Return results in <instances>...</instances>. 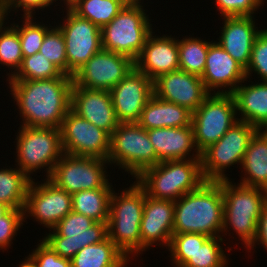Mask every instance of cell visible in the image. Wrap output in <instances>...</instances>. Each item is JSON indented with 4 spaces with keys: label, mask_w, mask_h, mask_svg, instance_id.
<instances>
[{
    "label": "cell",
    "mask_w": 267,
    "mask_h": 267,
    "mask_svg": "<svg viewBox=\"0 0 267 267\" xmlns=\"http://www.w3.org/2000/svg\"><path fill=\"white\" fill-rule=\"evenodd\" d=\"M8 81L22 126L60 129L70 110L73 77Z\"/></svg>",
    "instance_id": "obj_1"
},
{
    "label": "cell",
    "mask_w": 267,
    "mask_h": 267,
    "mask_svg": "<svg viewBox=\"0 0 267 267\" xmlns=\"http://www.w3.org/2000/svg\"><path fill=\"white\" fill-rule=\"evenodd\" d=\"M223 194L220 181H204L175 201L173 234L222 237Z\"/></svg>",
    "instance_id": "obj_2"
},
{
    "label": "cell",
    "mask_w": 267,
    "mask_h": 267,
    "mask_svg": "<svg viewBox=\"0 0 267 267\" xmlns=\"http://www.w3.org/2000/svg\"><path fill=\"white\" fill-rule=\"evenodd\" d=\"M220 185L223 194L222 237L232 227L247 249L257 236L258 221L267 205V193L239 183L236 186L230 179L221 180Z\"/></svg>",
    "instance_id": "obj_3"
},
{
    "label": "cell",
    "mask_w": 267,
    "mask_h": 267,
    "mask_svg": "<svg viewBox=\"0 0 267 267\" xmlns=\"http://www.w3.org/2000/svg\"><path fill=\"white\" fill-rule=\"evenodd\" d=\"M110 196L108 237L128 258L141 253L140 225L144 211L145 191L134 182L123 192ZM130 255V256H129Z\"/></svg>",
    "instance_id": "obj_4"
},
{
    "label": "cell",
    "mask_w": 267,
    "mask_h": 267,
    "mask_svg": "<svg viewBox=\"0 0 267 267\" xmlns=\"http://www.w3.org/2000/svg\"><path fill=\"white\" fill-rule=\"evenodd\" d=\"M205 181L200 159L166 160L143 170L136 183L146 195L176 201Z\"/></svg>",
    "instance_id": "obj_5"
},
{
    "label": "cell",
    "mask_w": 267,
    "mask_h": 267,
    "mask_svg": "<svg viewBox=\"0 0 267 267\" xmlns=\"http://www.w3.org/2000/svg\"><path fill=\"white\" fill-rule=\"evenodd\" d=\"M16 136L17 167L34 181L33 173L44 168L46 179H49L53 168L64 154L60 129L20 125Z\"/></svg>",
    "instance_id": "obj_6"
},
{
    "label": "cell",
    "mask_w": 267,
    "mask_h": 267,
    "mask_svg": "<svg viewBox=\"0 0 267 267\" xmlns=\"http://www.w3.org/2000/svg\"><path fill=\"white\" fill-rule=\"evenodd\" d=\"M144 6L125 5L118 15L101 28L102 48L138 59L147 37L153 32Z\"/></svg>",
    "instance_id": "obj_7"
},
{
    "label": "cell",
    "mask_w": 267,
    "mask_h": 267,
    "mask_svg": "<svg viewBox=\"0 0 267 267\" xmlns=\"http://www.w3.org/2000/svg\"><path fill=\"white\" fill-rule=\"evenodd\" d=\"M110 165L119 166L136 178L143 170L158 164L148 132L137 122L119 123L110 135Z\"/></svg>",
    "instance_id": "obj_8"
},
{
    "label": "cell",
    "mask_w": 267,
    "mask_h": 267,
    "mask_svg": "<svg viewBox=\"0 0 267 267\" xmlns=\"http://www.w3.org/2000/svg\"><path fill=\"white\" fill-rule=\"evenodd\" d=\"M259 129L245 121H238L216 142L201 152V171L205 181L229 179L227 167L242 165L250 140Z\"/></svg>",
    "instance_id": "obj_9"
},
{
    "label": "cell",
    "mask_w": 267,
    "mask_h": 267,
    "mask_svg": "<svg viewBox=\"0 0 267 267\" xmlns=\"http://www.w3.org/2000/svg\"><path fill=\"white\" fill-rule=\"evenodd\" d=\"M232 94L211 93L192 113L195 145L201 153L216 143L230 127L238 122Z\"/></svg>",
    "instance_id": "obj_10"
},
{
    "label": "cell",
    "mask_w": 267,
    "mask_h": 267,
    "mask_svg": "<svg viewBox=\"0 0 267 267\" xmlns=\"http://www.w3.org/2000/svg\"><path fill=\"white\" fill-rule=\"evenodd\" d=\"M51 230L42 240L59 256L69 260L85 246L100 243L108 237L107 223L96 222L73 211Z\"/></svg>",
    "instance_id": "obj_11"
},
{
    "label": "cell",
    "mask_w": 267,
    "mask_h": 267,
    "mask_svg": "<svg viewBox=\"0 0 267 267\" xmlns=\"http://www.w3.org/2000/svg\"><path fill=\"white\" fill-rule=\"evenodd\" d=\"M108 160L96 157L63 154L56 163L49 180L57 187L73 194L82 190L112 188L106 172Z\"/></svg>",
    "instance_id": "obj_12"
},
{
    "label": "cell",
    "mask_w": 267,
    "mask_h": 267,
    "mask_svg": "<svg viewBox=\"0 0 267 267\" xmlns=\"http://www.w3.org/2000/svg\"><path fill=\"white\" fill-rule=\"evenodd\" d=\"M63 24L56 25L65 40L67 75H73L102 49L101 28L79 17L69 7Z\"/></svg>",
    "instance_id": "obj_13"
},
{
    "label": "cell",
    "mask_w": 267,
    "mask_h": 267,
    "mask_svg": "<svg viewBox=\"0 0 267 267\" xmlns=\"http://www.w3.org/2000/svg\"><path fill=\"white\" fill-rule=\"evenodd\" d=\"M60 132L64 154L108 159L110 135L71 109L62 121Z\"/></svg>",
    "instance_id": "obj_14"
},
{
    "label": "cell",
    "mask_w": 267,
    "mask_h": 267,
    "mask_svg": "<svg viewBox=\"0 0 267 267\" xmlns=\"http://www.w3.org/2000/svg\"><path fill=\"white\" fill-rule=\"evenodd\" d=\"M135 68L127 56L101 49L74 75L73 82L88 89L110 91Z\"/></svg>",
    "instance_id": "obj_15"
},
{
    "label": "cell",
    "mask_w": 267,
    "mask_h": 267,
    "mask_svg": "<svg viewBox=\"0 0 267 267\" xmlns=\"http://www.w3.org/2000/svg\"><path fill=\"white\" fill-rule=\"evenodd\" d=\"M31 181L25 207L24 219L31 216L44 227L53 229L72 211V194L57 187L49 179L43 183Z\"/></svg>",
    "instance_id": "obj_16"
},
{
    "label": "cell",
    "mask_w": 267,
    "mask_h": 267,
    "mask_svg": "<svg viewBox=\"0 0 267 267\" xmlns=\"http://www.w3.org/2000/svg\"><path fill=\"white\" fill-rule=\"evenodd\" d=\"M116 118L120 123L137 122L153 96V81L134 68L110 90Z\"/></svg>",
    "instance_id": "obj_17"
},
{
    "label": "cell",
    "mask_w": 267,
    "mask_h": 267,
    "mask_svg": "<svg viewBox=\"0 0 267 267\" xmlns=\"http://www.w3.org/2000/svg\"><path fill=\"white\" fill-rule=\"evenodd\" d=\"M154 95L187 108L192 113L211 94L201 77L176 70L163 74L153 81Z\"/></svg>",
    "instance_id": "obj_18"
},
{
    "label": "cell",
    "mask_w": 267,
    "mask_h": 267,
    "mask_svg": "<svg viewBox=\"0 0 267 267\" xmlns=\"http://www.w3.org/2000/svg\"><path fill=\"white\" fill-rule=\"evenodd\" d=\"M70 109L109 135L120 123L107 90L88 89L73 82Z\"/></svg>",
    "instance_id": "obj_19"
},
{
    "label": "cell",
    "mask_w": 267,
    "mask_h": 267,
    "mask_svg": "<svg viewBox=\"0 0 267 267\" xmlns=\"http://www.w3.org/2000/svg\"><path fill=\"white\" fill-rule=\"evenodd\" d=\"M201 79L210 93L214 91L224 94H231L240 83L248 81L245 69L216 41H211L209 44L206 66Z\"/></svg>",
    "instance_id": "obj_20"
},
{
    "label": "cell",
    "mask_w": 267,
    "mask_h": 267,
    "mask_svg": "<svg viewBox=\"0 0 267 267\" xmlns=\"http://www.w3.org/2000/svg\"><path fill=\"white\" fill-rule=\"evenodd\" d=\"M175 202L155 199L145 193L144 211L140 225L141 252L156 245L169 248L174 227Z\"/></svg>",
    "instance_id": "obj_21"
},
{
    "label": "cell",
    "mask_w": 267,
    "mask_h": 267,
    "mask_svg": "<svg viewBox=\"0 0 267 267\" xmlns=\"http://www.w3.org/2000/svg\"><path fill=\"white\" fill-rule=\"evenodd\" d=\"M152 32L145 45L135 68L154 81L157 77L179 70L178 39L171 35L156 36Z\"/></svg>",
    "instance_id": "obj_22"
},
{
    "label": "cell",
    "mask_w": 267,
    "mask_h": 267,
    "mask_svg": "<svg viewBox=\"0 0 267 267\" xmlns=\"http://www.w3.org/2000/svg\"><path fill=\"white\" fill-rule=\"evenodd\" d=\"M254 17H223L224 25L217 41L245 70L250 63L254 40L262 31L256 27Z\"/></svg>",
    "instance_id": "obj_23"
},
{
    "label": "cell",
    "mask_w": 267,
    "mask_h": 267,
    "mask_svg": "<svg viewBox=\"0 0 267 267\" xmlns=\"http://www.w3.org/2000/svg\"><path fill=\"white\" fill-rule=\"evenodd\" d=\"M147 132L158 157V163L166 160L200 159L201 157L195 145L192 126L156 128L147 130ZM192 150L196 154L190 155Z\"/></svg>",
    "instance_id": "obj_24"
},
{
    "label": "cell",
    "mask_w": 267,
    "mask_h": 267,
    "mask_svg": "<svg viewBox=\"0 0 267 267\" xmlns=\"http://www.w3.org/2000/svg\"><path fill=\"white\" fill-rule=\"evenodd\" d=\"M236 104L239 121H245L259 130L267 128V82L243 85L231 93Z\"/></svg>",
    "instance_id": "obj_25"
},
{
    "label": "cell",
    "mask_w": 267,
    "mask_h": 267,
    "mask_svg": "<svg viewBox=\"0 0 267 267\" xmlns=\"http://www.w3.org/2000/svg\"><path fill=\"white\" fill-rule=\"evenodd\" d=\"M137 123L146 130L192 126V112L153 94L144 106Z\"/></svg>",
    "instance_id": "obj_26"
},
{
    "label": "cell",
    "mask_w": 267,
    "mask_h": 267,
    "mask_svg": "<svg viewBox=\"0 0 267 267\" xmlns=\"http://www.w3.org/2000/svg\"><path fill=\"white\" fill-rule=\"evenodd\" d=\"M244 177L239 184L267 191V132L258 130L245 151L241 165Z\"/></svg>",
    "instance_id": "obj_27"
},
{
    "label": "cell",
    "mask_w": 267,
    "mask_h": 267,
    "mask_svg": "<svg viewBox=\"0 0 267 267\" xmlns=\"http://www.w3.org/2000/svg\"><path fill=\"white\" fill-rule=\"evenodd\" d=\"M127 259L107 237L79 250L71 259V267H120Z\"/></svg>",
    "instance_id": "obj_28"
},
{
    "label": "cell",
    "mask_w": 267,
    "mask_h": 267,
    "mask_svg": "<svg viewBox=\"0 0 267 267\" xmlns=\"http://www.w3.org/2000/svg\"><path fill=\"white\" fill-rule=\"evenodd\" d=\"M113 188L82 190L72 194V211L96 222L108 223Z\"/></svg>",
    "instance_id": "obj_29"
},
{
    "label": "cell",
    "mask_w": 267,
    "mask_h": 267,
    "mask_svg": "<svg viewBox=\"0 0 267 267\" xmlns=\"http://www.w3.org/2000/svg\"><path fill=\"white\" fill-rule=\"evenodd\" d=\"M0 169V202L11 209H24L30 180L16 168Z\"/></svg>",
    "instance_id": "obj_30"
},
{
    "label": "cell",
    "mask_w": 267,
    "mask_h": 267,
    "mask_svg": "<svg viewBox=\"0 0 267 267\" xmlns=\"http://www.w3.org/2000/svg\"><path fill=\"white\" fill-rule=\"evenodd\" d=\"M223 242L222 237L195 233L194 253L182 267H228L229 258L220 246Z\"/></svg>",
    "instance_id": "obj_31"
},
{
    "label": "cell",
    "mask_w": 267,
    "mask_h": 267,
    "mask_svg": "<svg viewBox=\"0 0 267 267\" xmlns=\"http://www.w3.org/2000/svg\"><path fill=\"white\" fill-rule=\"evenodd\" d=\"M125 5L124 0H75L68 7L79 17L102 28L117 16Z\"/></svg>",
    "instance_id": "obj_32"
},
{
    "label": "cell",
    "mask_w": 267,
    "mask_h": 267,
    "mask_svg": "<svg viewBox=\"0 0 267 267\" xmlns=\"http://www.w3.org/2000/svg\"><path fill=\"white\" fill-rule=\"evenodd\" d=\"M209 41L200 38L184 37L179 41V70L202 77L206 66Z\"/></svg>",
    "instance_id": "obj_33"
},
{
    "label": "cell",
    "mask_w": 267,
    "mask_h": 267,
    "mask_svg": "<svg viewBox=\"0 0 267 267\" xmlns=\"http://www.w3.org/2000/svg\"><path fill=\"white\" fill-rule=\"evenodd\" d=\"M5 20L0 16V64L14 70L7 74L9 79L20 68L23 53L17 29L12 24L5 27Z\"/></svg>",
    "instance_id": "obj_34"
},
{
    "label": "cell",
    "mask_w": 267,
    "mask_h": 267,
    "mask_svg": "<svg viewBox=\"0 0 267 267\" xmlns=\"http://www.w3.org/2000/svg\"><path fill=\"white\" fill-rule=\"evenodd\" d=\"M59 76L69 75L63 74L56 65L38 52L23 57L20 68L7 80H42Z\"/></svg>",
    "instance_id": "obj_35"
},
{
    "label": "cell",
    "mask_w": 267,
    "mask_h": 267,
    "mask_svg": "<svg viewBox=\"0 0 267 267\" xmlns=\"http://www.w3.org/2000/svg\"><path fill=\"white\" fill-rule=\"evenodd\" d=\"M22 19L24 20L21 26H19V23H12V25L18 31L23 57H27L39 52L44 36L51 29L50 27L53 26H47V24L45 25L41 22H39V24L38 22L34 21L35 18H33V16H22Z\"/></svg>",
    "instance_id": "obj_36"
},
{
    "label": "cell",
    "mask_w": 267,
    "mask_h": 267,
    "mask_svg": "<svg viewBox=\"0 0 267 267\" xmlns=\"http://www.w3.org/2000/svg\"><path fill=\"white\" fill-rule=\"evenodd\" d=\"M39 53L56 65L63 74L67 75L65 40L63 33L55 25L44 36Z\"/></svg>",
    "instance_id": "obj_37"
},
{
    "label": "cell",
    "mask_w": 267,
    "mask_h": 267,
    "mask_svg": "<svg viewBox=\"0 0 267 267\" xmlns=\"http://www.w3.org/2000/svg\"><path fill=\"white\" fill-rule=\"evenodd\" d=\"M252 72L259 75L258 78L262 82H267V29L257 35L254 40L251 59L248 67L245 70L246 78L252 76Z\"/></svg>",
    "instance_id": "obj_38"
},
{
    "label": "cell",
    "mask_w": 267,
    "mask_h": 267,
    "mask_svg": "<svg viewBox=\"0 0 267 267\" xmlns=\"http://www.w3.org/2000/svg\"><path fill=\"white\" fill-rule=\"evenodd\" d=\"M175 267H182L193 255L195 250V233L173 234L167 248Z\"/></svg>",
    "instance_id": "obj_39"
},
{
    "label": "cell",
    "mask_w": 267,
    "mask_h": 267,
    "mask_svg": "<svg viewBox=\"0 0 267 267\" xmlns=\"http://www.w3.org/2000/svg\"><path fill=\"white\" fill-rule=\"evenodd\" d=\"M24 209H10L4 216L0 217V249L7 250L11 246L17 231L23 226Z\"/></svg>",
    "instance_id": "obj_40"
},
{
    "label": "cell",
    "mask_w": 267,
    "mask_h": 267,
    "mask_svg": "<svg viewBox=\"0 0 267 267\" xmlns=\"http://www.w3.org/2000/svg\"><path fill=\"white\" fill-rule=\"evenodd\" d=\"M265 0H215L217 10L223 17L253 16Z\"/></svg>",
    "instance_id": "obj_41"
},
{
    "label": "cell",
    "mask_w": 267,
    "mask_h": 267,
    "mask_svg": "<svg viewBox=\"0 0 267 267\" xmlns=\"http://www.w3.org/2000/svg\"><path fill=\"white\" fill-rule=\"evenodd\" d=\"M27 256L35 267H71V260L59 256L43 240Z\"/></svg>",
    "instance_id": "obj_42"
},
{
    "label": "cell",
    "mask_w": 267,
    "mask_h": 267,
    "mask_svg": "<svg viewBox=\"0 0 267 267\" xmlns=\"http://www.w3.org/2000/svg\"><path fill=\"white\" fill-rule=\"evenodd\" d=\"M56 0H0V16L8 20L7 16L11 11H19L22 8L23 17H34L35 10L42 11L53 5ZM13 8V10H12Z\"/></svg>",
    "instance_id": "obj_43"
},
{
    "label": "cell",
    "mask_w": 267,
    "mask_h": 267,
    "mask_svg": "<svg viewBox=\"0 0 267 267\" xmlns=\"http://www.w3.org/2000/svg\"><path fill=\"white\" fill-rule=\"evenodd\" d=\"M255 243H257V245L262 244L261 246L267 250V205L260 215L255 241L247 250L253 249L256 245Z\"/></svg>",
    "instance_id": "obj_44"
},
{
    "label": "cell",
    "mask_w": 267,
    "mask_h": 267,
    "mask_svg": "<svg viewBox=\"0 0 267 267\" xmlns=\"http://www.w3.org/2000/svg\"><path fill=\"white\" fill-rule=\"evenodd\" d=\"M11 208L0 202V217L4 216Z\"/></svg>",
    "instance_id": "obj_45"
},
{
    "label": "cell",
    "mask_w": 267,
    "mask_h": 267,
    "mask_svg": "<svg viewBox=\"0 0 267 267\" xmlns=\"http://www.w3.org/2000/svg\"><path fill=\"white\" fill-rule=\"evenodd\" d=\"M19 267H35V265L28 257H26V259L20 263Z\"/></svg>",
    "instance_id": "obj_46"
},
{
    "label": "cell",
    "mask_w": 267,
    "mask_h": 267,
    "mask_svg": "<svg viewBox=\"0 0 267 267\" xmlns=\"http://www.w3.org/2000/svg\"><path fill=\"white\" fill-rule=\"evenodd\" d=\"M126 5H140L142 6L143 2L141 0H124Z\"/></svg>",
    "instance_id": "obj_47"
},
{
    "label": "cell",
    "mask_w": 267,
    "mask_h": 267,
    "mask_svg": "<svg viewBox=\"0 0 267 267\" xmlns=\"http://www.w3.org/2000/svg\"><path fill=\"white\" fill-rule=\"evenodd\" d=\"M56 1H58V0H56ZM61 1H64V5L66 6V7H68L69 5H71L75 0H61Z\"/></svg>",
    "instance_id": "obj_48"
},
{
    "label": "cell",
    "mask_w": 267,
    "mask_h": 267,
    "mask_svg": "<svg viewBox=\"0 0 267 267\" xmlns=\"http://www.w3.org/2000/svg\"><path fill=\"white\" fill-rule=\"evenodd\" d=\"M129 261H130V259H127L120 267H127L126 265H128Z\"/></svg>",
    "instance_id": "obj_49"
}]
</instances>
